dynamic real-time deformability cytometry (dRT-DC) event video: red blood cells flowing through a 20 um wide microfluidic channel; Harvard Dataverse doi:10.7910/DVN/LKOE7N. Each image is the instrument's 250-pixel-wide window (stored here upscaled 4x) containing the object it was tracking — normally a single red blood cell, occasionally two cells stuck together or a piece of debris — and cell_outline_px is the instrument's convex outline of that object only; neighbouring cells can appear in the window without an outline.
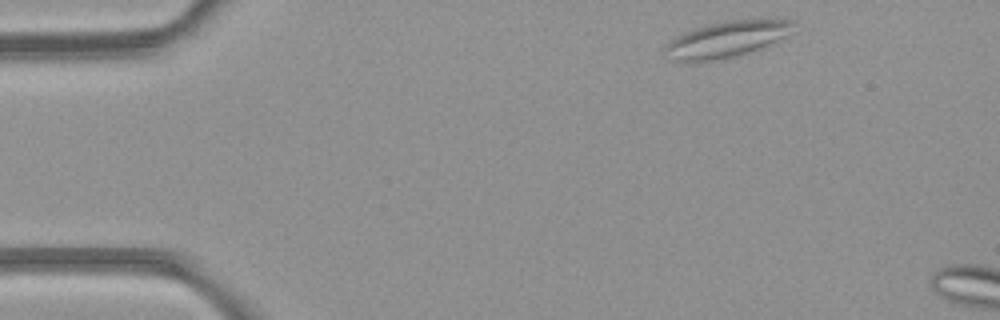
{"species": "common noctule bat (a hibernating species)", "species_latin": "Nyctalus noctula", "temperature_condition": "room temperature", "stored_images_in_passage": 2, "camera_frame_rate_fps": 3000, "um_per_image_px": 0.085, "animal": {"sex": "female", "body_mass_g": 21.9}, "frame": {"image": 1, "passage_image": 1, "time_ms": 0.0, "image_size_px": [1000, 320], "cell_outline_px": [[796, 20], [784, 36], [768, 44], [748, 52], [716, 60], [692, 64], [688, 64], [668, 60], [664, 52], [664, 44], [676, 36], [684, 32], [708, 24], [732, 20], [768, 16]], "centroid_in_image_um": [61.68, 3.33], "position_along_channel_um": 23.3, "area_um2": 27.69}}